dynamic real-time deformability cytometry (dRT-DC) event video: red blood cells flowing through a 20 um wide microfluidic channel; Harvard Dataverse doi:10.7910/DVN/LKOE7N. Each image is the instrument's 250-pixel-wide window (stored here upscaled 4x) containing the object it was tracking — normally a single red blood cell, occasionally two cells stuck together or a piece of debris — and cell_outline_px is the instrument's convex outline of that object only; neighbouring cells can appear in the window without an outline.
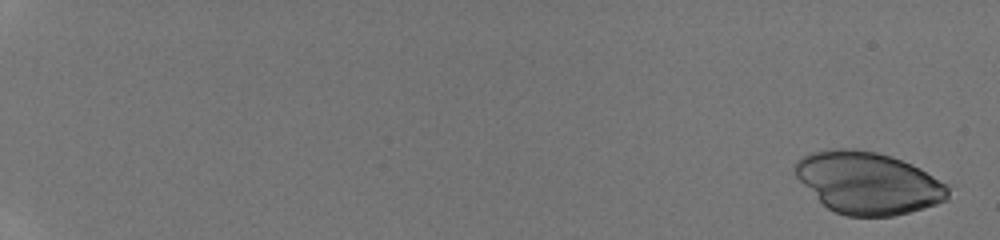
{"species": "human", "species_latin": "Homo sapiens", "temperature_condition": "room temperature", "stored_images_in_passage": 14, "camera_frame_rate_fps": 3000, "um_per_image_px": 0.085, "donor": {"sex": "male"}, "frame": {"image": 1, "passage_image": 1, "time_ms": 0.0, "image_size_px": [1000, 240], "cell_outline_px": [[948, 200], [936, 204], [908, 212], [892, 216], [848, 216], [836, 212], [828, 208], [796, 176], [796, 160], [812, 152], [836, 148], [856, 148], [876, 152], [892, 156], [912, 164], [920, 168], [948, 184]], "centroid_in_image_um": [73.83, 15.53], "position_along_channel_um": 11.2, "area_um2": 54.85}}
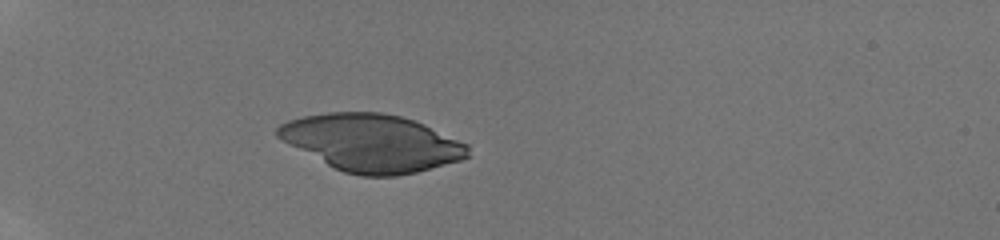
{"frame": {"image": 2, "passage_image": 10, "time_ms": 5.667, "image_size_px": [1000, 240], "cell_outline_px": [[472, 156], [460, 160], [416, 172], [396, 176], [360, 176], [344, 172], [280, 140], [276, 136], [276, 128], [280, 124], [288, 120], [304, 116], [328, 112], [380, 112], [400, 116], [424, 124], [468, 144]], "centroid_in_image_um": [31.61, 12.14], "position_along_channel_um": 53.4, "area_um2": 63.23}}